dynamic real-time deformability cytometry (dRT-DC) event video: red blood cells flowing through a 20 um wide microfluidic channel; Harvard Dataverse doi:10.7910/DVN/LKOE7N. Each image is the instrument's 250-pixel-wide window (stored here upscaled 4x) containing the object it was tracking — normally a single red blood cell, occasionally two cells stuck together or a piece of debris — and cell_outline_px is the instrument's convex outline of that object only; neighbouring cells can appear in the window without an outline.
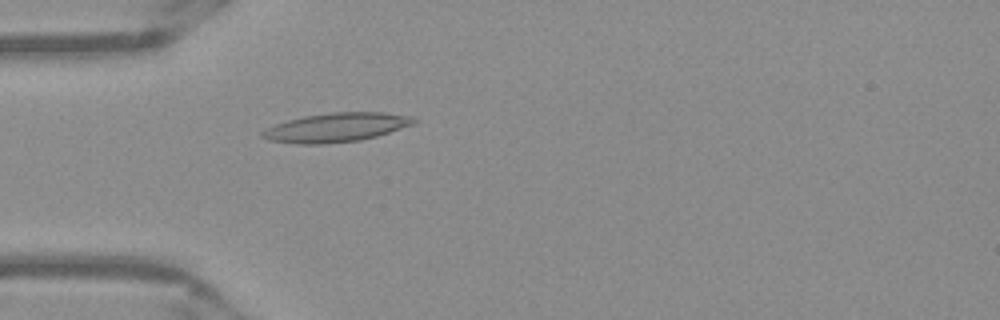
{"species": "Egyptian fruit bat (a non-hibernating species)", "species_latin": "Rousettus aegyptiacus", "temperature_condition": "warm", "stored_images_in_passage": 51, "camera_frame_rate_fps": 3000, "um_per_image_px": 0.085, "frame": {"image": 1, "passage_image": 15, "time_ms": 4.667, "image_size_px": [1000, 320], "cell_outline_px": [[416, 124], [376, 136], [360, 140], [324, 144], [296, 144], [268, 140], [260, 136], [260, 132], [276, 124], [288, 120], [304, 116], [332, 112], [384, 112], [412, 116], [416, 120]], "centroid_in_image_um": [28.59, 10.83], "position_along_channel_um": 56.4, "area_um2": 25.66}}
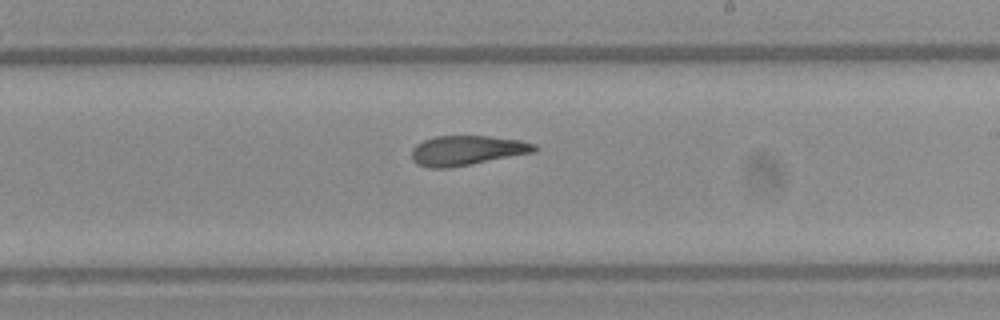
{"frame": {"image": 2, "passage_image": 30, "time_ms": 9.667, "image_size_px": [1000, 320], "cell_outline_px": [[536, 152], [448, 168], [428, 168], [416, 164], [412, 160], [412, 148], [416, 144], [424, 140], [436, 136], [488, 136], [520, 140], [536, 144]], "centroid_in_image_um": [39.66, 12.79], "position_along_channel_um": 249.3, "area_um2": 21.27}}
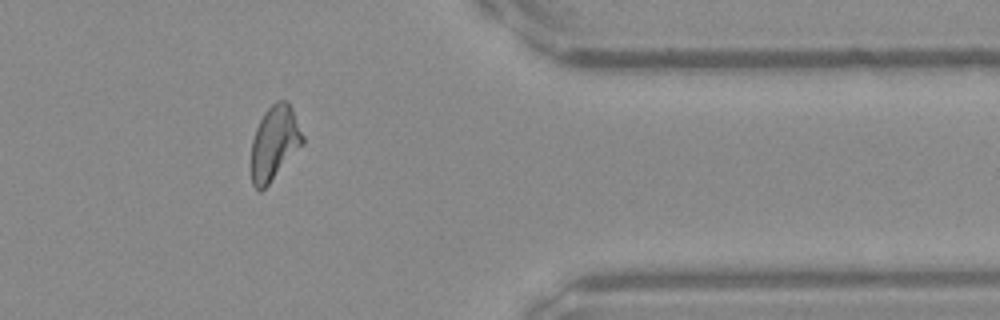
{"frame": {"image": 3, "passage_image": 42, "time_ms": 13.667, "image_size_px": [1000, 320], "cell_outline_px": [[304, 144], [268, 184], [260, 192], [252, 184], [252, 140], [256, 128], [264, 112], [276, 100], [288, 100], [292, 108], [304, 136]], "centroid_in_image_um": [23.35, 12.12], "position_along_channel_um": 388.0, "area_um2": 22.14}, "authors_computed_cell_mechanics": {"area_um2": 22.1952, "velocity_mm_per_s": 3.9395, "shape_relaxation_time_tau1_ms": null, "shape_relaxation_time_tau2_ms": 3.0388, "deformation_change_tau1": null, "deformation_change_tau2": 0.1261}}